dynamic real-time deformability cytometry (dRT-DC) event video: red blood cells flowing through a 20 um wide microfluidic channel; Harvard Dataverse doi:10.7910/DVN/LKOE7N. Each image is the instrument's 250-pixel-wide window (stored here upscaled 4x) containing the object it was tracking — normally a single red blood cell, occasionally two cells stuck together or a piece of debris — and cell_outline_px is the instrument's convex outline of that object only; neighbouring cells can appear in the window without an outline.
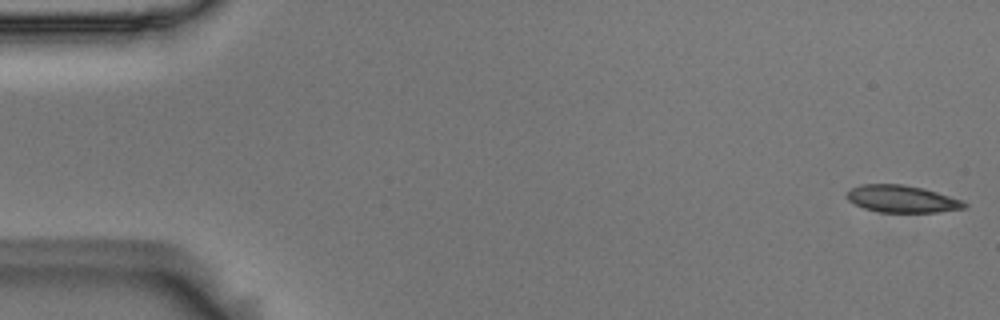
{"species": "Egyptian fruit bat (a non-hibernating species)", "species_latin": "Rousettus aegyptiacus", "temperature_condition": "room temperature", "stored_images_in_passage": 5, "camera_frame_rate_fps": 3000, "um_per_image_px": 0.085, "animal": {"sex": "male"}, "frame": {"image": 1, "passage_image": 1, "time_ms": 0.0, "image_size_px": [1000, 320], "cell_outline_px": [[968, 208], [936, 212], [880, 212], [864, 208], [848, 200], [848, 192], [852, 188], [860, 184], [904, 184], [924, 188], [964, 200], [968, 204]], "centroid_in_image_um": [76.74, 16.9], "position_along_channel_um": 8.3, "area_um2": 18.67}}
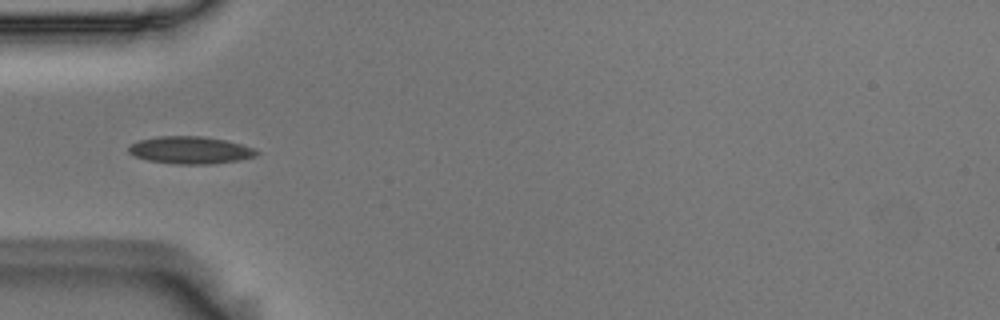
{"frame": {"image": 2, "passage_image": 5, "time_ms": 1.333, "image_size_px": [1000, 320], "cell_outline_px": [[260, 152], [256, 156], [236, 160], [212, 164], [176, 164], [148, 160], [136, 156], [128, 152], [128, 144], [140, 140], [156, 136], [204, 136], [224, 140], [240, 144], [252, 148]], "centroid_in_image_um": [16.13, 12.75], "position_along_channel_um": 68.9, "area_um2": 20.29}}